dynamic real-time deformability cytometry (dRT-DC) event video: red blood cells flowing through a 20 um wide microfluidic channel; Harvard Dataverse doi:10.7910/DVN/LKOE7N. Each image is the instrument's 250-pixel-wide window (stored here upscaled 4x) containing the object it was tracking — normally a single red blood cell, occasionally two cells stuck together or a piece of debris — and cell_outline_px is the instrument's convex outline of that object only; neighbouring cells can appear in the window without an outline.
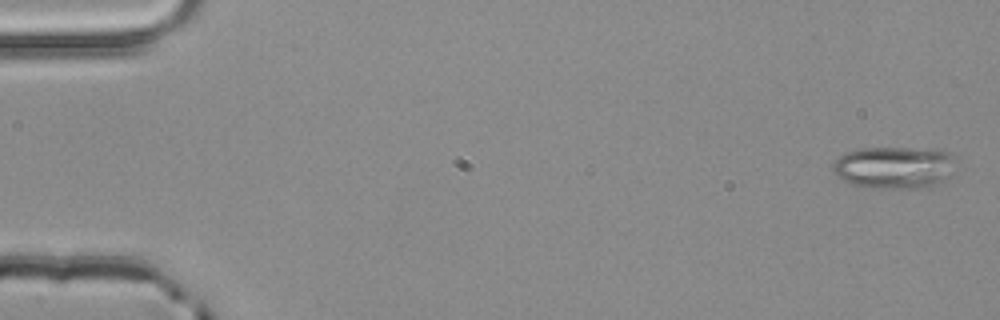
{"species": "common noctule bat (a hibernating species)", "species_latin": "Nyctalus noctula", "temperature_condition": "room temperature", "stored_images_in_passage": 4, "camera_frame_rate_fps": 3000, "um_per_image_px": 0.085, "animal": {"sex": "male", "body_mass_g": 20.4}, "frame": {"image": 1, "passage_image": 1, "time_ms": 0.0, "image_size_px": [1000, 320], "cell_outline_px": [[956, 156], [944, 176], [940, 180], [928, 188], [868, 188], [848, 184], [832, 172], [832, 164], [844, 152], [856, 148], [908, 148], [948, 152]], "centroid_in_image_um": [75.85, 14.24], "position_along_channel_um": 9.1, "area_um2": 29.88}}